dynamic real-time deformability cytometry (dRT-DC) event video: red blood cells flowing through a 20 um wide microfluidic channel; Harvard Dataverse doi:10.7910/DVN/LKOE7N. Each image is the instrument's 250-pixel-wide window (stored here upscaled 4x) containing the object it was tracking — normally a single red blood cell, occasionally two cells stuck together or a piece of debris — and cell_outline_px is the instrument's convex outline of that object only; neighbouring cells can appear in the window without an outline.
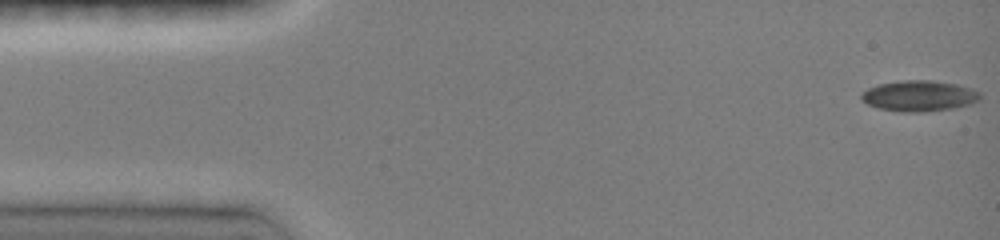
{"species": "common noctule bat (a hibernating species)", "species_latin": "Nyctalus noctula", "temperature_condition": "room temperature", "stored_images_in_passage": 35, "camera_frame_rate_fps": 3000, "um_per_image_px": 0.085, "animal": {"sex": "female", "body_mass_g": 19.0, "forearm_length_mm": 51.5}, "frame": {"image": 1, "passage_image": 1, "time_ms": 0.0, "image_size_px": [1000, 240], "cell_outline_px": [[980, 100], [972, 104], [952, 108], [924, 112], [900, 112], [880, 108], [868, 104], [860, 100], [860, 92], [868, 88], [880, 84], [900, 80], [928, 80], [956, 84], [980, 92]], "centroid_in_image_um": [78.09, 8.15], "position_along_channel_um": 6.9, "area_um2": 21.33}}
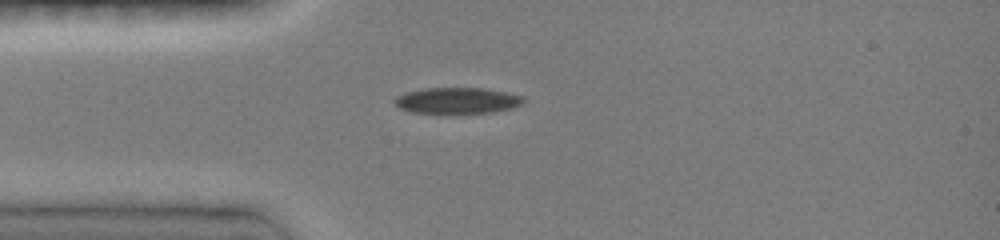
{"frame": {"image": 2, "passage_image": 28, "time_ms": 3.667, "image_size_px": [1000, 240], "cell_outline_px": [[524, 104], [512, 108], [492, 112], [448, 116], [440, 116], [412, 112], [400, 108], [392, 100], [396, 96], [404, 92], [424, 88], [484, 88], [524, 96]], "centroid_in_image_um": [38.82, 8.59], "position_along_channel_um": 46.2, "area_um2": 20.63}}